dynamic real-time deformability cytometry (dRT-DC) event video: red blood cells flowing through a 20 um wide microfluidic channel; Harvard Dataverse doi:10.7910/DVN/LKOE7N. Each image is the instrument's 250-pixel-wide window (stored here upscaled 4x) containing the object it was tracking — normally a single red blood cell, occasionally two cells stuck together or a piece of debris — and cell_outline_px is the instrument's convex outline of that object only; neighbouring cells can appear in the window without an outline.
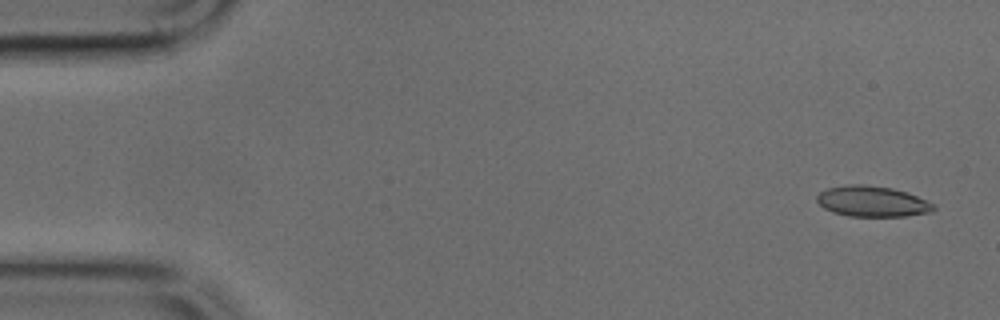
{"species": "common noctule bat (a hibernating species)", "species_latin": "Nyctalus noctula", "temperature_condition": "cold", "stored_images_in_passage": 48, "camera_frame_rate_fps": 3000, "um_per_image_px": 0.085, "animal": {"sex": "male", "body_mass_g": 17.9, "forearm_length_mm": 54.2}, "frame": {"image": 1, "passage_image": 2, "time_ms": 0.333, "image_size_px": [1000, 320], "cell_outline_px": [[936, 208], [932, 212], [908, 216], [848, 216], [832, 212], [824, 208], [816, 200], [816, 196], [820, 192], [828, 188], [848, 184], [864, 184], [892, 188], [916, 196], [932, 204]], "centroid_in_image_um": [74.11, 17.12], "position_along_channel_um": 10.9, "area_um2": 20.75}}
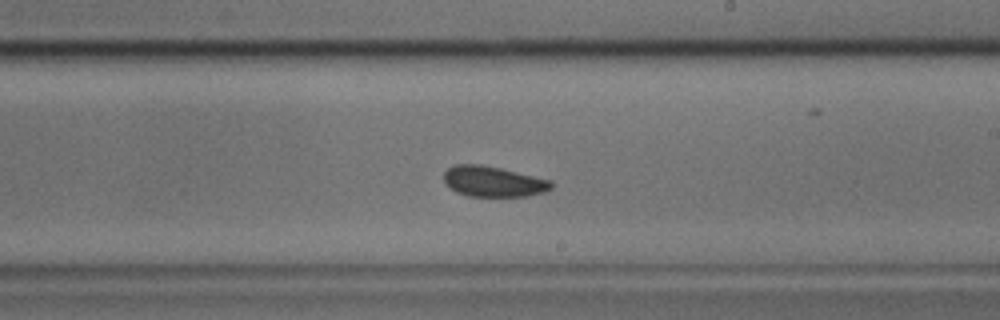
{"frame": {"image": 2, "passage_image": 28, "time_ms": 9.0, "image_size_px": [1000, 320], "cell_outline_px": [[552, 188], [548, 192], [528, 196], [468, 196], [456, 192], [444, 184], [444, 172], [452, 164], [480, 164], [500, 168], [552, 180]], "centroid_in_image_um": [41.92, 15.43], "position_along_channel_um": 247.1, "area_um2": 19.36}}
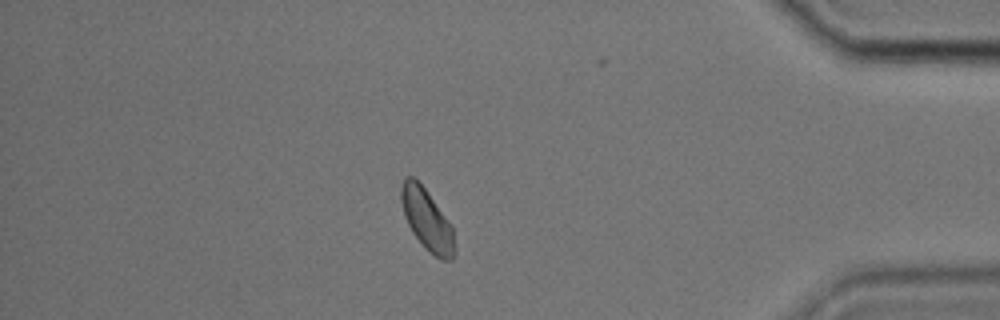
{"frame": {"image": 3, "passage_image": 42, "time_ms": 13.667, "image_size_px": [1000, 320], "cell_outline_px": [[456, 252], [452, 260], [440, 260], [424, 248], [412, 232], [404, 216], [400, 200], [400, 188], [404, 176], [412, 176], [424, 188], [452, 224], [456, 248]], "centroid_in_image_um": [36.3, 18.71], "position_along_channel_um": 398.9, "area_um2": 19.36}}